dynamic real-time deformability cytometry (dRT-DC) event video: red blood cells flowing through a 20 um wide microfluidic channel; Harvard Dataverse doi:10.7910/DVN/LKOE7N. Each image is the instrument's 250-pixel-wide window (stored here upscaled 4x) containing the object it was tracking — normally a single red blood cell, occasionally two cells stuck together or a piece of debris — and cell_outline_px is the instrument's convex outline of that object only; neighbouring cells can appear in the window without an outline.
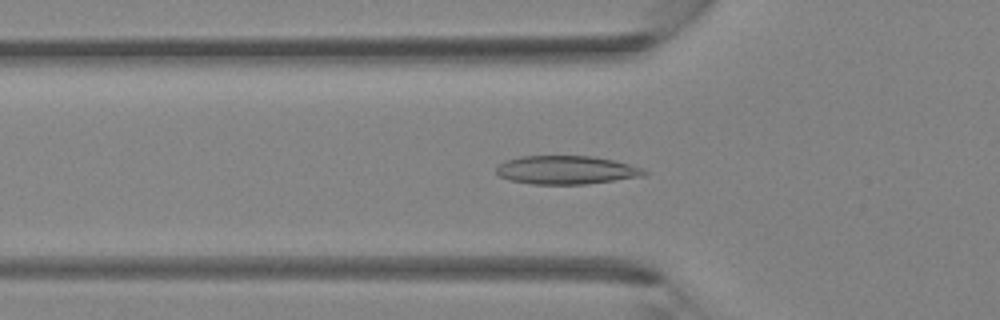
{"species": "Egyptian fruit bat (a non-hibernating species)", "species_latin": "Rousettus aegyptiacus", "temperature_condition": "room temperature", "stored_images_in_passage": 33, "camera_frame_rate_fps": 3000, "um_per_image_px": 0.085, "animal": {"sex": "female"}, "frame": {"image": 1, "passage_image": 7, "time_ms": 2.0, "image_size_px": [1000, 320], "cell_outline_px": [[648, 172], [644, 176], [584, 184], [532, 184], [508, 180], [500, 176], [496, 172], [496, 164], [504, 160], [520, 156], [592, 156], [612, 160], [644, 168]], "centroid_in_image_um": [48.08, 14.44], "position_along_channel_um": 77.7, "area_um2": 24.62}}
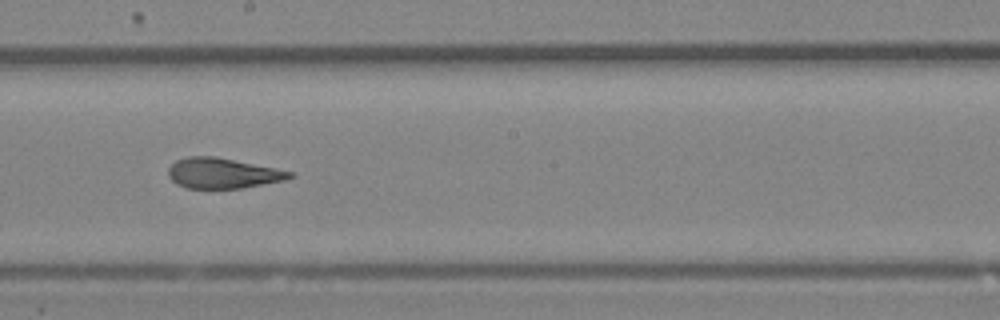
{"frame": {"image": 2, "passage_image": 16, "time_ms": 5.0, "image_size_px": [1000, 320], "cell_outline_px": [[296, 176], [284, 180], [244, 188], [188, 188], [176, 184], [168, 176], [168, 168], [176, 160], [188, 156], [216, 156], [296, 172]], "centroid_in_image_um": [18.96, 14.72], "position_along_channel_um": 229.2, "area_um2": 21.68}}
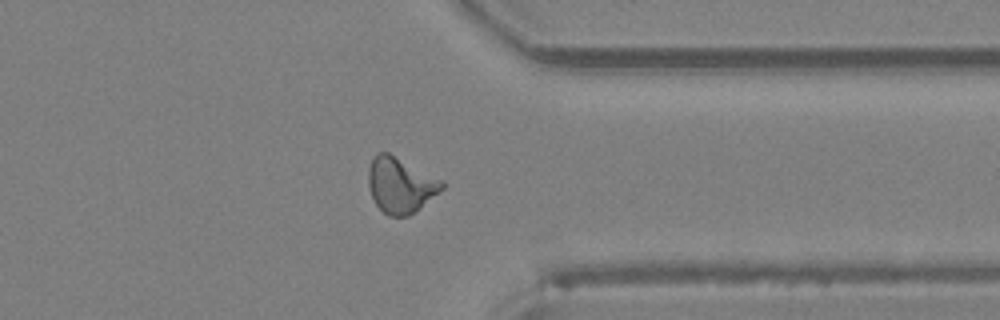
{"frame": {"image": 3, "passage_image": 25, "time_ms": 8.0, "image_size_px": [1000, 320], "cell_outline_px": [[444, 188], [420, 208], [408, 216], [388, 216], [376, 204], [372, 196], [368, 184], [368, 168], [376, 152], [388, 152], [444, 180]], "centroid_in_image_um": [34.05, 15.72], "position_along_channel_um": 377.4, "area_um2": 23.81}}